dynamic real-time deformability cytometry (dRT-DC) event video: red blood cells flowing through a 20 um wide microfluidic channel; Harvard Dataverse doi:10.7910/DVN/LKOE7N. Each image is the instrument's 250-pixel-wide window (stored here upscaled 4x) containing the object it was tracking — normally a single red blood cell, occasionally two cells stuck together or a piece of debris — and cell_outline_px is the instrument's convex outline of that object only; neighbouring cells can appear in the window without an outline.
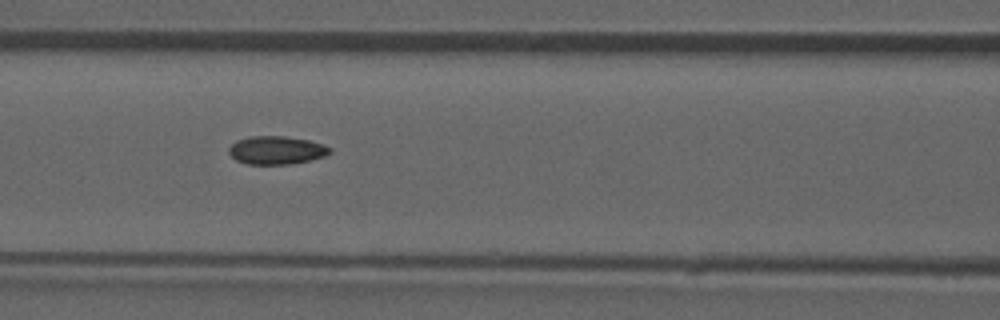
{"species": "common noctule bat (a hibernating species)", "species_latin": "Nyctalus noctula", "temperature_condition": "room temperature", "stored_images_in_passage": 45, "camera_frame_rate_fps": 3000, "um_per_image_px": 0.085, "animal": {"sex": "male", "forearm_length_mm": 52.5}, "frame": {"image": 1, "passage_image": 20, "time_ms": 6.333, "image_size_px": [1000, 320], "cell_outline_px": [[332, 152], [324, 156], [308, 160], [288, 164], [248, 164], [236, 160], [228, 152], [228, 148], [236, 140], [252, 136], [284, 136], [308, 140], [324, 144], [332, 148]], "centroid_in_image_um": [23.5, 12.76], "position_along_channel_um": 143.1, "area_um2": 16.53}, "authors_computed_cell_mechanics": {"area_um2": 16.5886, "velocity_mm_per_s": 3.9387, "shape_relaxation_time_tau1_ms": null, "shape_relaxation_time_tau2_ms": 1.6841, "deformation_change_tau1": null, "deformation_change_tau2": 0.059}}